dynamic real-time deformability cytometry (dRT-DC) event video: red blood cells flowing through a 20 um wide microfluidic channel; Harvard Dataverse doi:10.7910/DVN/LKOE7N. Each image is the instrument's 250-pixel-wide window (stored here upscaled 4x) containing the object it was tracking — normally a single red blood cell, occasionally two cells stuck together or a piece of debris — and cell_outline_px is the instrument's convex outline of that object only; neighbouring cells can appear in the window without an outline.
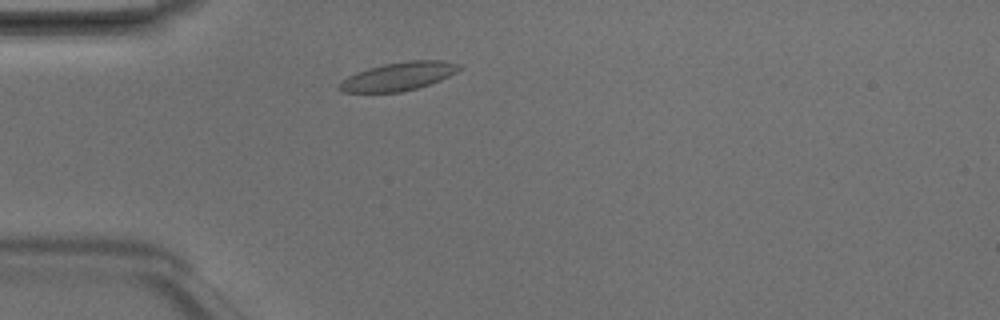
{"species": "Egyptian fruit bat (a non-hibernating species)", "species_latin": "Rousettus aegyptiacus", "temperature_condition": "room temperature", "stored_images_in_passage": 2, "camera_frame_rate_fps": 3000, "um_per_image_px": 0.085, "animal": {"sex": "male"}, "frame": {"image": 1, "passage_image": 2, "time_ms": 0.333, "image_size_px": [1000, 320], "cell_outline_px": [[464, 68], [440, 80], [416, 88], [400, 92], [340, 92], [336, 88], [348, 76], [356, 72], [368, 68], [384, 64], [408, 60], [444, 60], [464, 64]], "centroid_in_image_um": [33.92, 6.47], "position_along_channel_um": 51.1, "area_um2": 19.88}}